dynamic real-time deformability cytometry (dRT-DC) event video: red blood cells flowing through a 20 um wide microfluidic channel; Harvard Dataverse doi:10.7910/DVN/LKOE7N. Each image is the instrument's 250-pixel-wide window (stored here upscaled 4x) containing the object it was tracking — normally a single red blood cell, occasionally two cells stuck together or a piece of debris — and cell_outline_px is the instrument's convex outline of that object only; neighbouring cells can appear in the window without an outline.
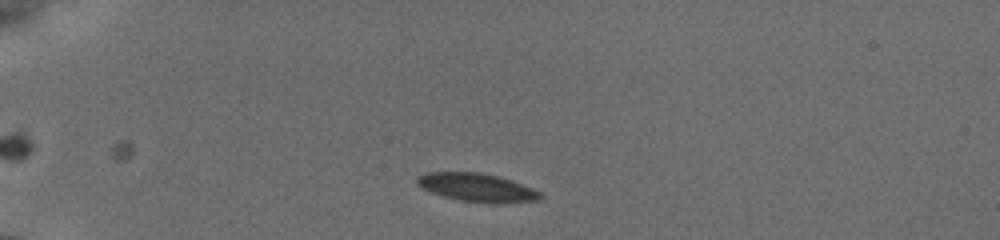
{"species": "common noctule bat (a hibernating species)", "species_latin": "Nyctalus noctula", "temperature_condition": "cold", "stored_images_in_passage": 23, "camera_frame_rate_fps": 3000, "um_per_image_px": 0.085, "animal": {"sex": "female", "body_mass_g": 19.5, "forearm_length_mm": 54.1}, "frame": {"image": 1, "passage_image": 3, "time_ms": 1.0, "image_size_px": [1000, 240], "cell_outline_px": [[544, 196], [536, 200], [504, 204], [488, 204], [456, 200], [432, 192], [416, 184], [416, 176], [428, 172], [480, 172], [512, 180], [532, 188], [540, 192]], "centroid_in_image_um": [40.55, 15.95], "position_along_channel_um": 44.4, "area_um2": 20.58}}
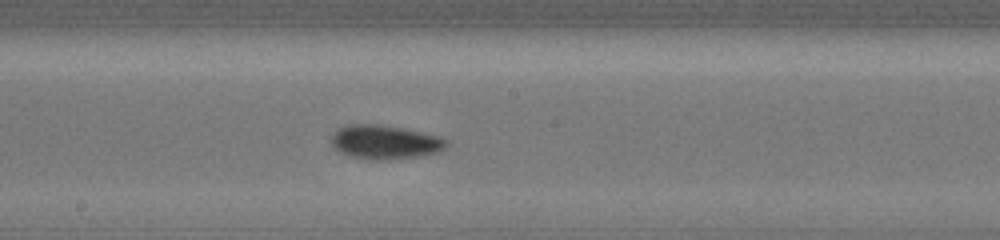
{"frame": {"image": 2, "passage_image": 13, "time_ms": 6.667, "image_size_px": [1000, 240], "cell_outline_px": [[448, 144], [444, 148], [436, 152], [420, 156], [380, 160], [368, 160], [352, 156], [340, 152], [332, 144], [332, 136], [340, 128], [348, 124], [380, 124], [404, 128], [440, 136], [448, 140]], "centroid_in_image_um": [32.75, 12.07], "position_along_channel_um": 215.5, "area_um2": 22.66}}
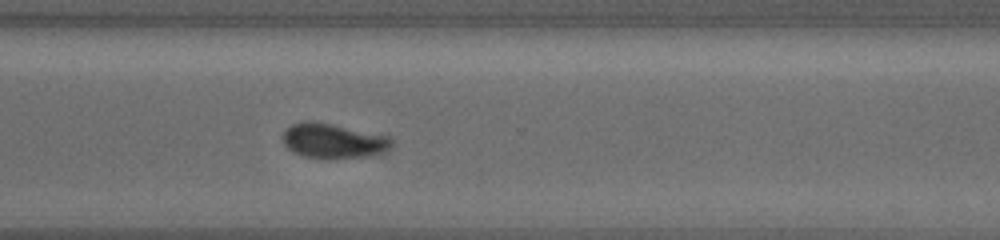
{"frame": {"image": 3, "passage_image": 19, "time_ms": 10.0, "image_size_px": [1000, 240], "cell_outline_px": [[392, 144], [388, 148], [380, 152], [368, 156], [304, 156], [292, 152], [284, 144], [284, 132], [292, 124], [304, 120], [308, 120], [388, 136], [392, 140]], "centroid_in_image_um": [28.28, 11.94], "position_along_channel_um": 342.3, "area_um2": 20.87}, "authors_computed_cell_mechanics": {"area_um2": 21.7328, "velocity_mm_per_s": 3.823, "shape_relaxation_time_tau1_ms": 2.5724, "shape_relaxation_time_tau2_ms": 2.6244, "deformation_change_tau1": 0.096, "deformation_change_tau2": 0.0565}}